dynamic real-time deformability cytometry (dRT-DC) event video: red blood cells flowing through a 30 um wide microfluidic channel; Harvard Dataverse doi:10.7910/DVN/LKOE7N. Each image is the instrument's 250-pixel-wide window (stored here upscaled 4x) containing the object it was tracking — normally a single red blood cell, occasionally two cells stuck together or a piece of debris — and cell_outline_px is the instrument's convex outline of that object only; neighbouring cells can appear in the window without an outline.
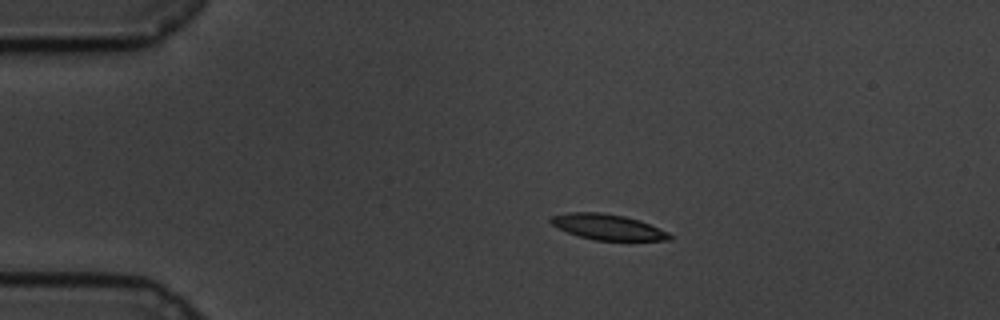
{"species": "common noctule bat (a hibernating species)", "species_latin": "Nyctalus noctula", "temperature_condition": "cold", "stored_images_in_passage": 49, "camera_frame_rate_fps": 3000, "um_per_image_px": 0.085, "animal": {"sex": "male", "body_mass_g": 19.5, "forearm_length_mm": 54.6}, "frame": {"image": 1, "passage_image": 1, "time_ms": 0.0, "image_size_px": [1000, 320], "cell_outline_px": [[672, 240], [596, 240], [580, 236], [568, 232], [552, 224], [548, 220], [552, 216], [568, 212], [600, 212], [624, 216], [640, 220], [668, 232], [672, 236]], "centroid_in_image_um": [51.67, 19.28], "position_along_channel_um": 33.3, "area_um2": 17.51}}
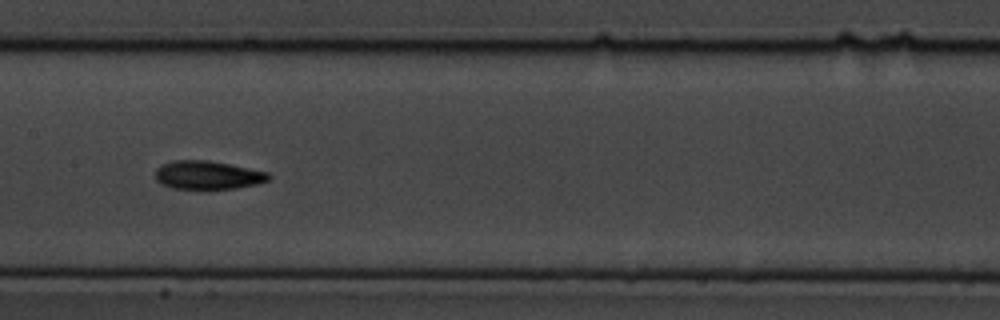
{"frame": {"image": 2, "passage_image": 19, "time_ms": 6.0, "image_size_px": [1000, 320], "cell_outline_px": [[272, 176], [268, 180], [256, 184], [236, 188], [172, 188], [160, 184], [156, 180], [156, 168], [160, 164], [172, 160], [208, 160], [268, 172]], "centroid_in_image_um": [17.62, 14.87], "position_along_channel_um": 189.8, "area_um2": 18.67}}
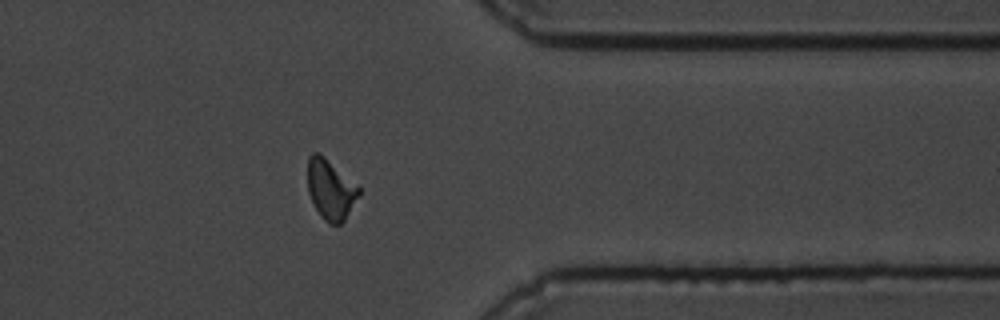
{"frame": {"image": 3, "passage_image": 37, "time_ms": 12.0, "image_size_px": [1000, 320], "cell_outline_px": [[360, 196], [344, 220], [340, 224], [328, 224], [320, 216], [312, 204], [308, 192], [308, 156], [312, 152], [320, 152], [360, 188]], "centroid_in_image_um": [28.08, 16.11], "position_along_channel_um": 383.3, "area_um2": 18.09}, "authors_computed_cell_mechanics": {"area_um2": 17.9758, "velocity_mm_per_s": 3.3952, "shape_relaxation_time_tau1_ms": 6.3845, "shape_relaxation_time_tau2_ms": 4.2158, "deformation_change_tau1": 0.1764, "deformation_change_tau2": 0.111}}